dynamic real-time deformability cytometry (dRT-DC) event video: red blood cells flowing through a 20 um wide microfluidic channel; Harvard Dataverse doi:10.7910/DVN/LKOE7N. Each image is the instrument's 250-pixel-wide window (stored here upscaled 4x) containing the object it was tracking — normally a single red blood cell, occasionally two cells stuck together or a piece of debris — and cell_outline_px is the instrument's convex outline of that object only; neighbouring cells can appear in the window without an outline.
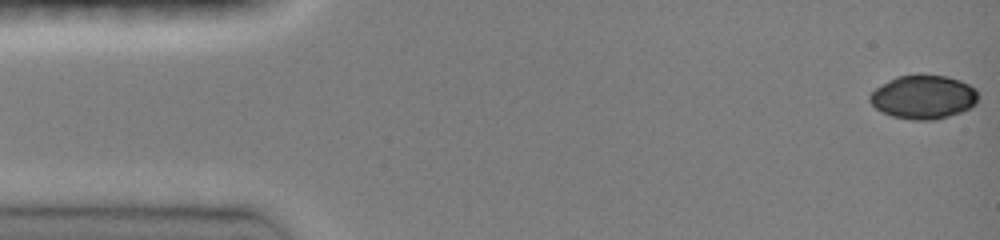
{"species": "common noctule bat (a hibernating species)", "species_latin": "Nyctalus noctula", "temperature_condition": "room temperature", "stored_images_in_passage": 47, "camera_frame_rate_fps": 3000, "um_per_image_px": 0.085, "animal": {"sex": "female", "body_mass_g": 19.0, "forearm_length_mm": 51.5}, "frame": {"image": 1, "passage_image": 1, "time_ms": 0.0, "image_size_px": [1000, 240], "cell_outline_px": [[980, 96], [976, 104], [960, 112], [948, 116], [932, 120], [912, 120], [892, 116], [880, 112], [868, 100], [868, 96], [876, 88], [896, 76], [948, 76], [960, 80], [976, 88]], "centroid_in_image_um": [78.5, 8.26], "position_along_channel_um": 6.5, "area_um2": 27.51}}
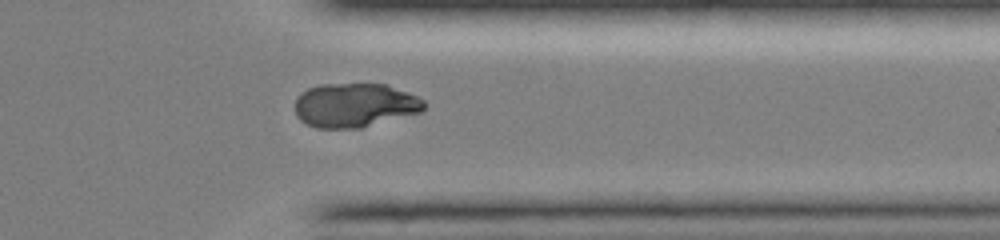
{"frame": {"image": 2, "passage_image": 38, "time_ms": 12.333, "image_size_px": [1000, 240], "cell_outline_px": [[424, 108], [420, 112], [360, 128], [316, 128], [300, 120], [296, 116], [296, 96], [300, 92], [308, 88], [320, 84], [388, 84], [416, 96], [424, 100]], "centroid_in_image_um": [30.12, 8.93], "position_along_channel_um": 381.3, "area_um2": 33.12}}
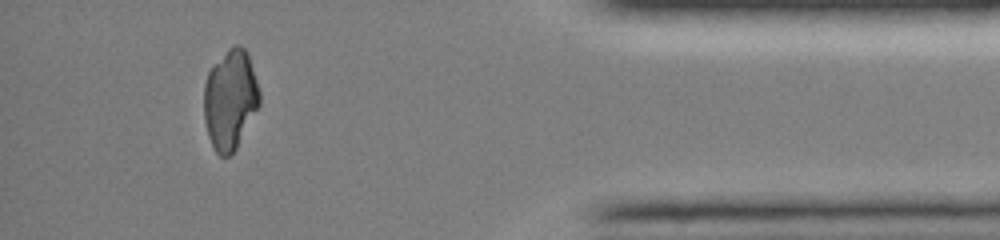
{"frame": {"image": 3, "passage_image": 43, "time_ms": 14.0, "image_size_px": [1000, 240], "cell_outline_px": [[260, 104], [236, 148], [228, 156], [220, 156], [216, 152], [208, 136], [204, 120], [204, 84], [208, 72], [212, 64], [228, 48], [236, 44], [240, 44], [248, 52], [260, 92]], "centroid_in_image_um": [19.56, 8.42], "position_along_channel_um": 415.6, "area_um2": 32.48}}